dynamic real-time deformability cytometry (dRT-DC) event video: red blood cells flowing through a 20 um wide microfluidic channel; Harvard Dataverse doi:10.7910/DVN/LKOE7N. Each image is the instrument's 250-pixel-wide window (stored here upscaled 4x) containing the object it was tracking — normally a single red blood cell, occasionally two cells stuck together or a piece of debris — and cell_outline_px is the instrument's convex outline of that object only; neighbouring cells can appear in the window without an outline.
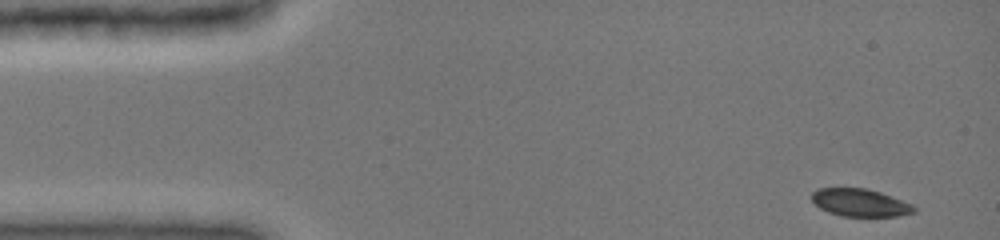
{"species": "common noctule bat (a hibernating species)", "species_latin": "Nyctalus noctula", "temperature_condition": "cold", "stored_images_in_passage": 43, "camera_frame_rate_fps": 3000, "um_per_image_px": 0.085, "animal": {"sex": "female", "body_mass_g": 19.0, "forearm_length_mm": 51.5}, "frame": {"image": 1, "passage_image": 1, "time_ms": 0.0, "image_size_px": [1000, 240], "cell_outline_px": [[916, 212], [896, 216], [840, 216], [828, 212], [820, 208], [812, 200], [812, 192], [816, 188], [864, 188], [880, 192], [912, 204], [916, 208]], "centroid_in_image_um": [73.09, 17.23], "position_along_channel_um": 11.9, "area_um2": 16.42}}
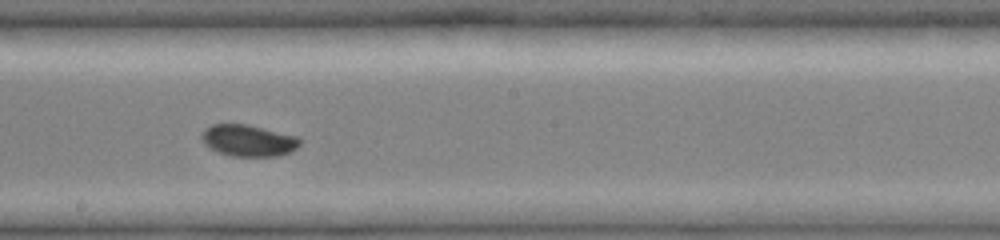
{"frame": {"image": 2, "passage_image": 25, "time_ms": 8.0, "image_size_px": [1000, 240], "cell_outline_px": [[300, 144], [292, 152], [280, 156], [232, 156], [220, 152], [204, 144], [200, 136], [204, 128], [212, 124], [248, 124], [300, 136]], "centroid_in_image_um": [21.15, 11.93], "position_along_channel_um": 227.1, "area_um2": 18.32}}
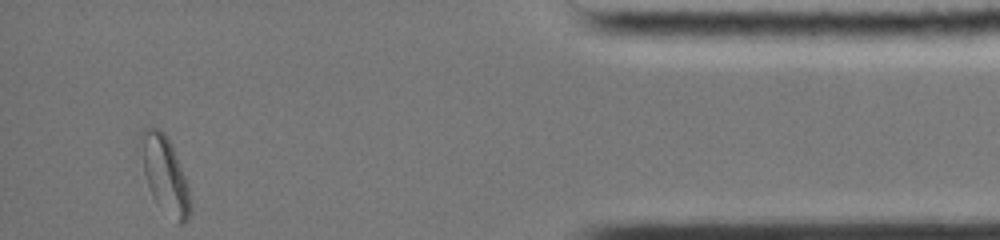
{"frame": {"image": 3, "passage_image": 43, "time_ms": 14.0, "image_size_px": [1000, 240], "cell_outline_px": [[192, 204], [188, 220], [184, 224], [176, 224], [156, 204], [148, 188], [136, 144], [140, 132], [144, 128], [160, 128], [164, 132], [176, 156], [188, 184]], "centroid_in_image_um": [13.97, 14.87], "position_along_channel_um": 421.2, "area_um2": 23.0}, "authors_computed_cell_mechanics": {"area_um2": 18.0336, "velocity_mm_per_s": 3.9702, "shape_relaxation_time_tau1_ms": 2.6812, "shape_relaxation_time_tau2_ms": null, "deformation_change_tau1": 0.0811, "deformation_change_tau2": null}}